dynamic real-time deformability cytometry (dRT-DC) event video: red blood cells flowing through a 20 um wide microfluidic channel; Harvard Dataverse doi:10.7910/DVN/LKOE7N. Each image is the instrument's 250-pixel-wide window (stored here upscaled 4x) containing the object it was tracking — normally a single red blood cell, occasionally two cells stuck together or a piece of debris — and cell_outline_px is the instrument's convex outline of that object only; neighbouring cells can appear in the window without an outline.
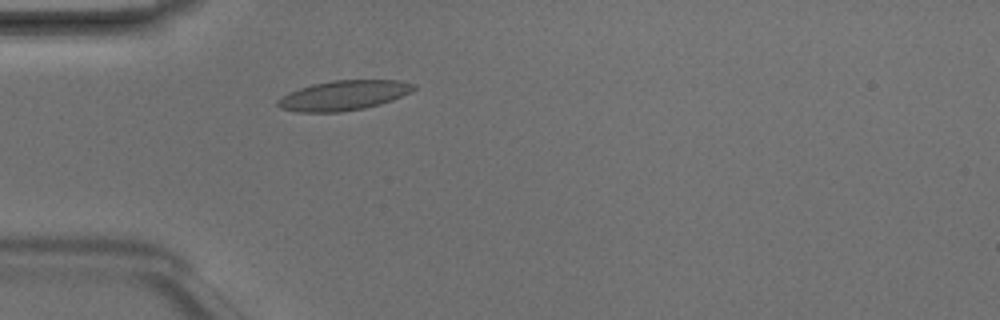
{"species": "Egyptian fruit bat (a non-hibernating species)", "species_latin": "Rousettus aegyptiacus", "temperature_condition": "room temperature", "stored_images_in_passage": 3, "camera_frame_rate_fps": 3000, "um_per_image_px": 0.085, "animal": {"sex": "male"}, "frame": {"image": 1, "passage_image": 3, "time_ms": 0.667, "image_size_px": [1000, 320], "cell_outline_px": [[416, 88], [392, 100], [380, 104], [364, 108], [340, 112], [296, 112], [280, 108], [276, 104], [276, 100], [280, 96], [288, 92], [312, 84], [332, 80], [400, 80], [416, 84]], "centroid_in_image_um": [29.15, 8.11], "position_along_channel_um": 55.8, "area_um2": 23.7}}